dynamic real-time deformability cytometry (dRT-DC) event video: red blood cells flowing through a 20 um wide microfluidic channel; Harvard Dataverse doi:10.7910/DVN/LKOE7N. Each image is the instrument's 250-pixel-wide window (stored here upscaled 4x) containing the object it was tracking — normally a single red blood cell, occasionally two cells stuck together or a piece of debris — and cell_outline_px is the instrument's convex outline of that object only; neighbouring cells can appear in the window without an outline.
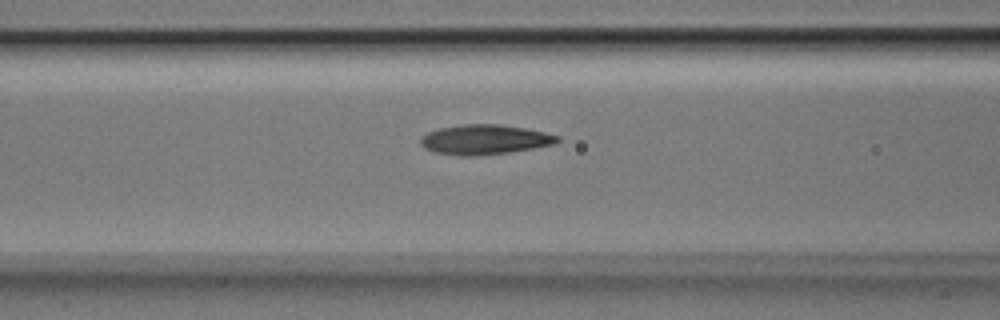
{"species": "Egyptian fruit bat (a non-hibernating species)", "species_latin": "Rousettus aegyptiacus", "temperature_condition": "room temperature", "stored_images_in_passage": 38, "camera_frame_rate_fps": 3000, "um_per_image_px": 0.085, "animal": {"sex": "male"}, "frame": {"image": 1, "passage_image": 14, "time_ms": 4.333, "image_size_px": [1000, 320], "cell_outline_px": [[560, 140], [552, 144], [532, 148], [508, 152], [476, 156], [460, 156], [436, 152], [424, 148], [420, 144], [420, 140], [428, 132], [440, 128], [464, 124], [500, 124], [524, 128], [544, 132], [560, 136]], "centroid_in_image_um": [41.18, 11.86], "position_along_channel_um": 125.4, "area_um2": 23.52}}
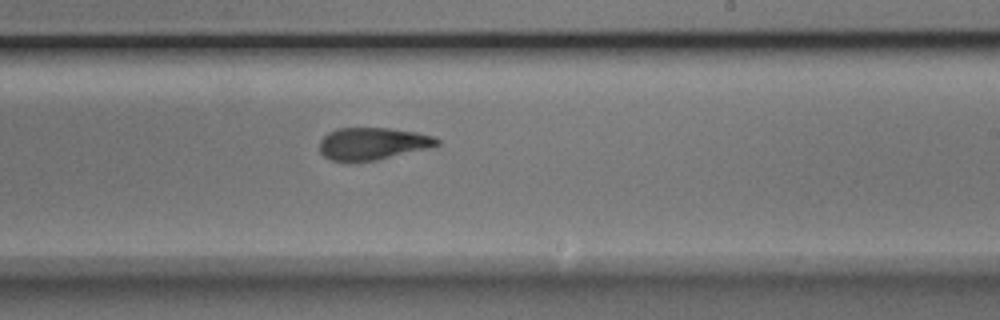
{"frame": {"image": 2, "passage_image": 24, "time_ms": 7.667, "image_size_px": [1000, 320], "cell_outline_px": [[440, 144], [436, 148], [376, 160], [348, 164], [332, 160], [324, 156], [320, 152], [320, 140], [328, 132], [336, 128], [388, 128], [416, 132], [432, 136], [440, 140]], "centroid_in_image_um": [31.7, 12.24], "position_along_channel_um": 257.3, "area_um2": 22.83}}
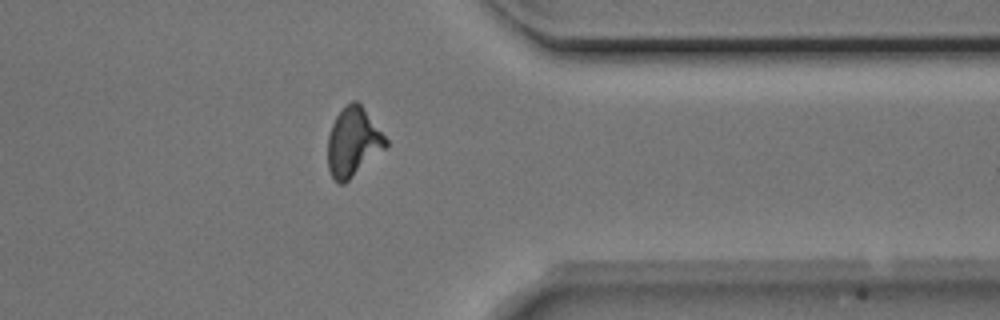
{"frame": {"image": 3, "passage_image": 34, "time_ms": 11.0, "image_size_px": [1000, 320], "cell_outline_px": [[388, 144], [384, 148], [344, 184], [336, 184], [328, 168], [328, 136], [332, 124], [336, 116], [344, 104], [352, 100], [356, 100], [360, 104], [388, 140]], "centroid_in_image_um": [29.98, 12.06], "position_along_channel_um": 381.4, "area_um2": 23.0}}